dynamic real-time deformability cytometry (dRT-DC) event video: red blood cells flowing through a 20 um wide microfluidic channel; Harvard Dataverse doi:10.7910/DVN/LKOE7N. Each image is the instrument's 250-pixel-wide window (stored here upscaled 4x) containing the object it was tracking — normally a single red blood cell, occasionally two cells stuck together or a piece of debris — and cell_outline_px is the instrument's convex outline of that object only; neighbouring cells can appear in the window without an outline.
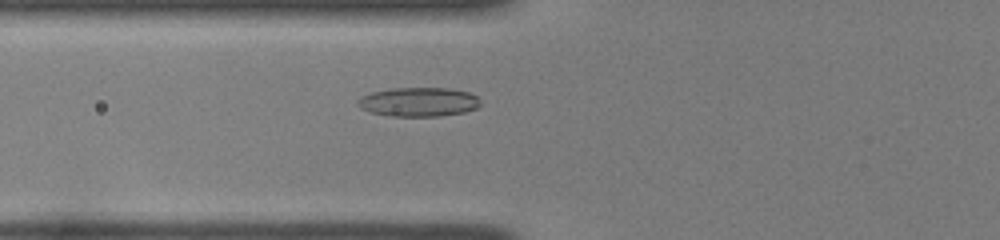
{"species": "common noctule bat (a hibernating species)", "species_latin": "Nyctalus noctula", "temperature_condition": "room temperature", "stored_images_in_passage": 43, "camera_frame_rate_fps": 3000, "um_per_image_px": 0.085, "animal": {"sex": "female", "body_mass_g": 22.0, "forearm_length_mm": 56.7}, "frame": {"image": 1, "passage_image": 12, "time_ms": 3.667, "image_size_px": [1000, 240], "cell_outline_px": [[480, 104], [476, 108], [464, 112], [440, 116], [388, 116], [372, 112], [360, 108], [356, 104], [356, 100], [360, 96], [372, 92], [388, 88], [448, 88], [468, 92], [476, 96], [480, 100]], "centroid_in_image_um": [35.54, 8.66], "position_along_channel_um": 90.3, "area_um2": 20.92}}
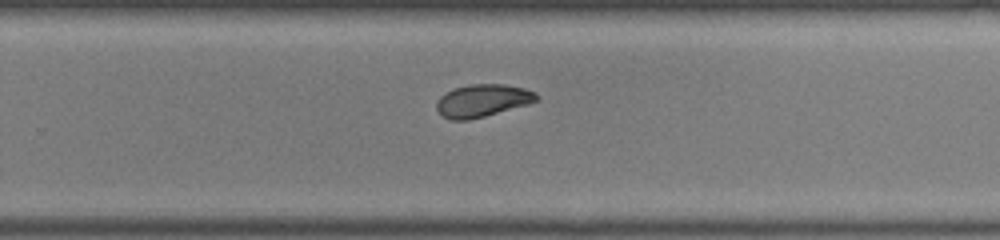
{"frame": {"image": 2, "passage_image": 27, "time_ms": 8.667, "image_size_px": [1000, 240], "cell_outline_px": [[540, 100], [528, 104], [484, 116], [468, 120], [452, 120], [440, 116], [436, 108], [436, 100], [440, 96], [452, 88], [468, 84], [504, 84], [524, 88], [536, 92], [540, 96]], "centroid_in_image_um": [40.99, 8.54], "position_along_channel_um": 288.8, "area_um2": 19.25}}
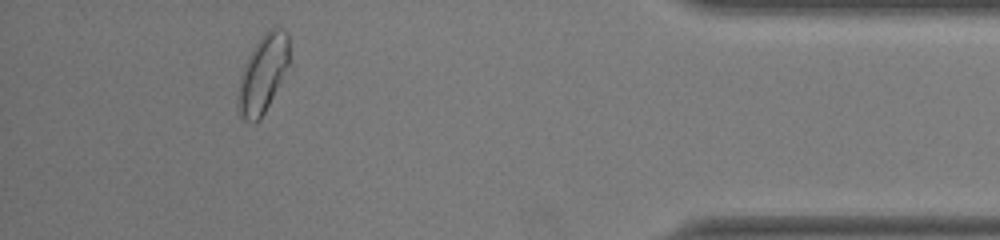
{"frame": {"image": 3, "passage_image": 39, "time_ms": 12.667, "image_size_px": [1000, 240], "cell_outline_px": [[288, 64], [260, 120], [244, 120], [240, 116], [236, 104], [236, 96], [240, 76], [244, 64], [248, 56], [264, 32], [268, 28], [280, 28], [288, 32]], "centroid_in_image_um": [22.29, 6.26], "position_along_channel_um": 412.9, "area_um2": 22.72}, "authors_computed_cell_mechanics": {"area_um2": 19.4786, "velocity_mm_per_s": 3.975, "shape_relaxation_time_tau1_ms": 8.2898, "shape_relaxation_time_tau2_ms": 2.2969, "deformation_change_tau1": 0.179, "deformation_change_tau2": 0.0695}}